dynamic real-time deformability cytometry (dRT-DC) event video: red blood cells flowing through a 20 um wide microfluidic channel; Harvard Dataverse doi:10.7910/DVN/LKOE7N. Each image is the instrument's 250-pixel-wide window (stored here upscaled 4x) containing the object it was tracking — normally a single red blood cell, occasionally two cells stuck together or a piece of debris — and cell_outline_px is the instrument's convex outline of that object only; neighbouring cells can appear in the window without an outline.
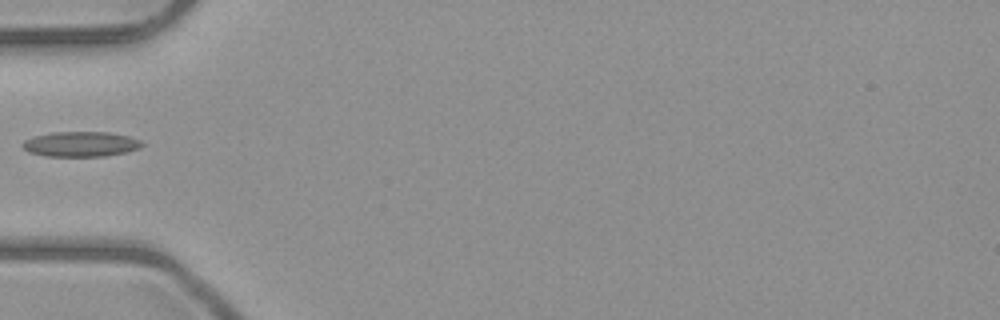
{"species": "common noctule bat (a hibernating species)", "species_latin": "Nyctalus noctula", "temperature_condition": "room temperature", "stored_images_in_passage": 3, "camera_frame_rate_fps": 3000, "um_per_image_px": 0.085, "animal": {"sex": "male", "body_mass_g": 23.1, "forearm_length_mm": 52.7}, "frame": {"image": 1, "passage_image": 2, "time_ms": 1.333, "image_size_px": [1000, 320], "cell_outline_px": [[144, 144], [140, 148], [124, 152], [104, 156], [48, 156], [28, 152], [20, 144], [24, 140], [36, 136], [52, 132], [108, 132], [128, 136], [140, 140]], "centroid_in_image_um": [6.85, 12.24], "position_along_channel_um": 78.1, "area_um2": 17.34}}
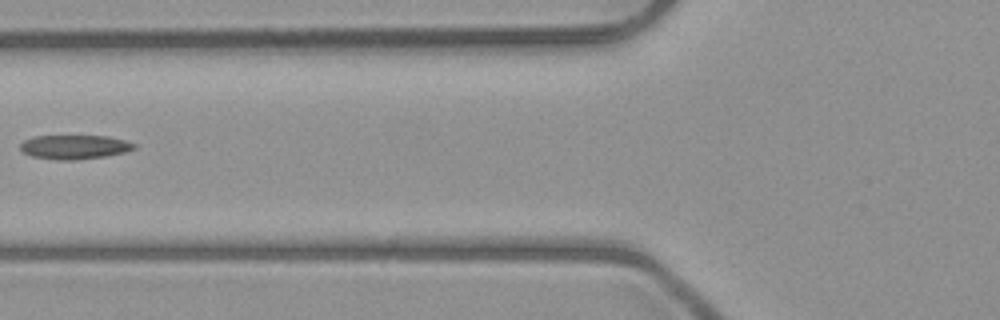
{"frame": {"image": 2, "passage_image": 3, "time_ms": 2.333, "image_size_px": [1000, 320], "cell_outline_px": [[136, 148], [124, 152], [104, 156], [76, 160], [56, 160], [32, 156], [24, 152], [20, 148], [20, 144], [24, 140], [32, 136], [108, 136], [124, 140], [136, 144]], "centroid_in_image_um": [6.32, 12.49], "position_along_channel_um": 119.5, "area_um2": 15.95}}